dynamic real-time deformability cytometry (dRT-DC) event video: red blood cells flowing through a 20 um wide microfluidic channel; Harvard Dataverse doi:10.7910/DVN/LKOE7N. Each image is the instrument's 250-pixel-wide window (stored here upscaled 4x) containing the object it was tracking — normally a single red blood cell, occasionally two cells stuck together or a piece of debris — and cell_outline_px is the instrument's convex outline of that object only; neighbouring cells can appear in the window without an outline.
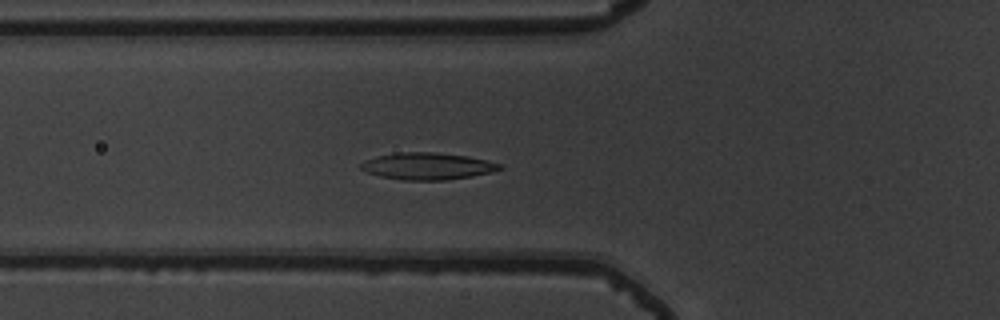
{"species": "common noctule bat (a hibernating species)", "species_latin": "Nyctalus noctula", "temperature_condition": "warm", "stored_images_in_passage": 50, "camera_frame_rate_fps": 3000, "um_per_image_px": 0.085, "animal": {"sex": "male", "body_mass_g": 19.5, "forearm_length_mm": 54.6}, "frame": {"image": 1, "passage_image": 16, "time_ms": 5.0, "image_size_px": [1000, 320], "cell_outline_px": [[504, 168], [492, 172], [472, 176], [448, 180], [404, 180], [380, 176], [368, 172], [360, 168], [360, 164], [364, 160], [376, 156], [400, 152], [436, 152], [468, 156], [500, 164]], "centroid_in_image_um": [36.33, 14.12], "position_along_channel_um": 89.5, "area_um2": 21.73}}
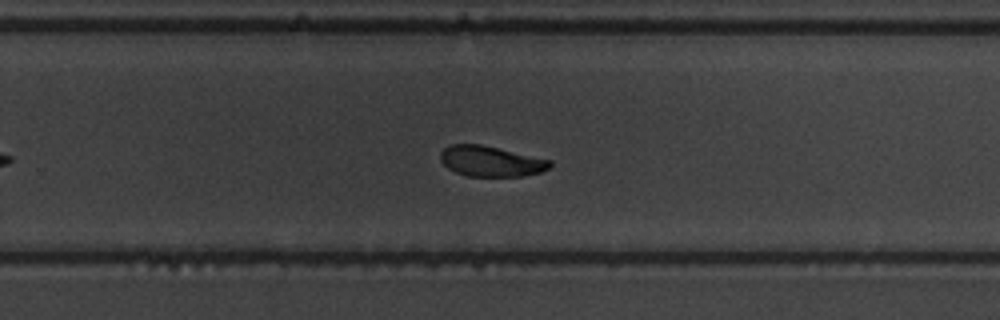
{"frame": {"image": 2, "passage_image": 32, "time_ms": 10.333, "image_size_px": [1000, 320], "cell_outline_px": [[552, 164], [548, 168], [540, 172], [524, 176], [468, 176], [456, 172], [448, 168], [440, 160], [440, 152], [448, 144], [480, 144], [552, 160]], "centroid_in_image_um": [41.7, 13.7], "position_along_channel_um": 288.1, "area_um2": 19.42}}
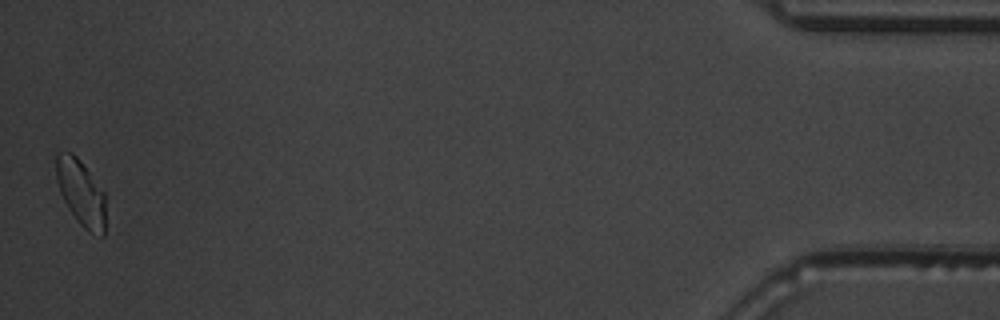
{"frame": {"image": 3, "passage_image": 50, "time_ms": 16.333, "image_size_px": [1000, 320], "cell_outline_px": [[108, 196], [104, 236], [100, 236], [88, 232], [80, 224], [68, 208], [60, 192], [56, 176], [56, 152], [72, 152], [80, 160]], "centroid_in_image_um": [6.94, 16.41], "position_along_channel_um": 428.3, "area_um2": 19.54}, "authors_computed_cell_mechanics": {"area_um2": 20.5479, "velocity_mm_per_s": 3.7302, "shape_relaxation_time_tau1_ms": 2.5222, "shape_relaxation_time_tau2_ms": 2.3609, "deformation_change_tau1": 0.1303, "deformation_change_tau2": 0.0771}}